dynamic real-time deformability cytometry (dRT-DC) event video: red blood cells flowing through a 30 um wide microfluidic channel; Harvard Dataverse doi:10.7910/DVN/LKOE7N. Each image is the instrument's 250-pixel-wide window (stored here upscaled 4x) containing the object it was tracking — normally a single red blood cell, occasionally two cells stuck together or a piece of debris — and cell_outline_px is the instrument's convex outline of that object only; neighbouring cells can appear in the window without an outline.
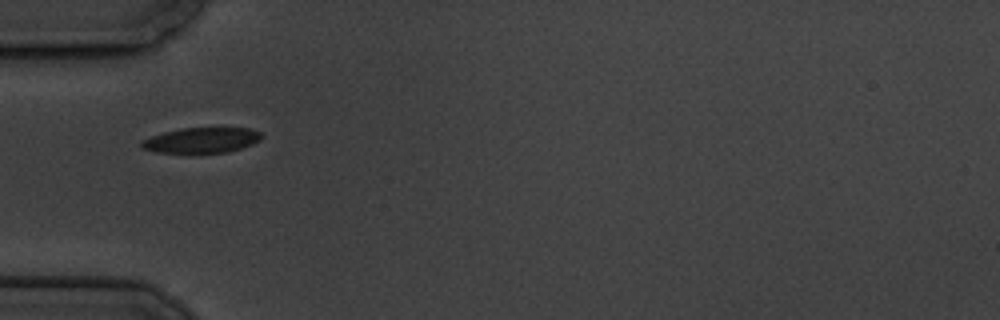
{"species": "common noctule bat (a hibernating species)", "species_latin": "Nyctalus noctula", "temperature_condition": "cold", "stored_images_in_passage": 4, "camera_frame_rate_fps": 3000, "um_per_image_px": 0.085, "animal": {"sex": "male", "body_mass_g": 19.5, "forearm_length_mm": 54.6}, "frame": {"image": 1, "passage_image": 1, "time_ms": 0.0, "image_size_px": [1000, 320], "cell_outline_px": [[264, 136], [260, 140], [252, 144], [228, 152], [156, 152], [144, 148], [140, 144], [144, 140], [152, 136], [164, 132], [184, 128], [248, 128], [260, 132]], "centroid_in_image_um": [17.19, 11.91], "position_along_channel_um": 67.8, "area_um2": 17.34}}
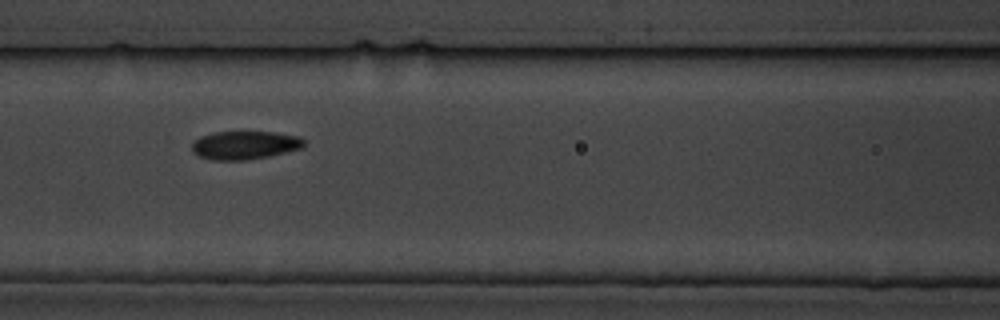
{"frame": {"image": 2, "passage_image": 3, "time_ms": 2.333, "image_size_px": [1000, 320], "cell_outline_px": [[304, 148], [268, 156], [244, 160], [212, 160], [200, 156], [192, 152], [192, 140], [200, 136], [212, 132], [276, 132], [300, 136], [304, 140]], "centroid_in_image_um": [20.8, 12.33], "position_along_channel_um": 145.8, "area_um2": 18.67}}
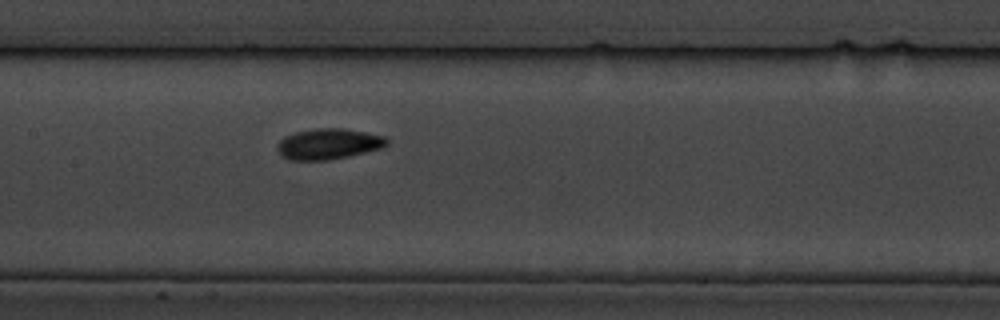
{"frame": {"image": 3, "passage_image": 4, "time_ms": 3.333, "image_size_px": [1000, 320], "cell_outline_px": [[388, 144], [384, 148], [348, 156], [328, 160], [288, 160], [280, 156], [276, 148], [276, 144], [284, 136], [296, 132], [316, 128], [340, 128], [364, 132], [384, 136], [388, 140]], "centroid_in_image_um": [27.89, 12.24], "position_along_channel_um": 179.5, "area_um2": 19.77}}